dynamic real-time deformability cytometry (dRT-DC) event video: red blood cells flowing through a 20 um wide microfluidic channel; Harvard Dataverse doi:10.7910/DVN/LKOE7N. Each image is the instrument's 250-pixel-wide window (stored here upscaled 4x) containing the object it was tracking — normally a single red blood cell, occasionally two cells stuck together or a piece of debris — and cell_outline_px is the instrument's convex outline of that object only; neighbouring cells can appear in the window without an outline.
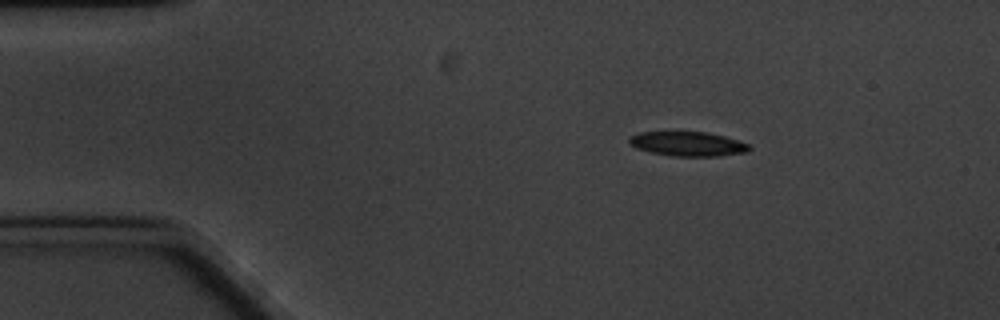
{"species": "common noctule bat (a hibernating species)", "species_latin": "Nyctalus noctula", "temperature_condition": "cold", "stored_images_in_passage": 7, "camera_frame_rate_fps": 3000, "um_per_image_px": 0.085, "animal": {"sex": "male", "body_mass_g": 20.1, "forearm_length_mm": 53.5}, "frame": {"image": 1, "passage_image": 1, "time_ms": 0.0, "image_size_px": [1000, 320], "cell_outline_px": [[752, 148], [748, 152], [716, 156], [672, 156], [652, 152], [636, 148], [628, 140], [628, 136], [640, 132], [704, 132], [724, 136], [748, 144]], "centroid_in_image_um": [58.45, 12.23], "position_along_channel_um": 26.5, "area_um2": 16.94}}
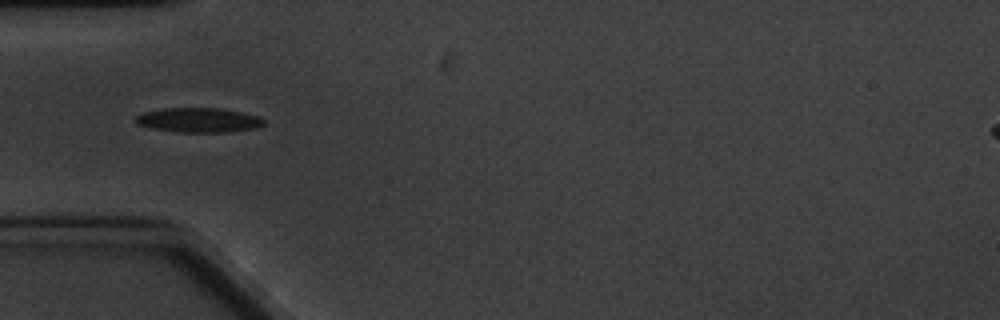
{"frame": {"image": 2, "passage_image": 3, "time_ms": 3.0, "image_size_px": [1000, 320], "cell_outline_px": [[264, 124], [252, 128], [224, 132], [176, 132], [152, 128], [136, 124], [132, 120], [140, 112], [164, 108], [216, 108], [240, 112], [256, 116], [264, 120]], "centroid_in_image_um": [16.75, 10.2], "position_along_channel_um": 68.2, "area_um2": 18.21}}